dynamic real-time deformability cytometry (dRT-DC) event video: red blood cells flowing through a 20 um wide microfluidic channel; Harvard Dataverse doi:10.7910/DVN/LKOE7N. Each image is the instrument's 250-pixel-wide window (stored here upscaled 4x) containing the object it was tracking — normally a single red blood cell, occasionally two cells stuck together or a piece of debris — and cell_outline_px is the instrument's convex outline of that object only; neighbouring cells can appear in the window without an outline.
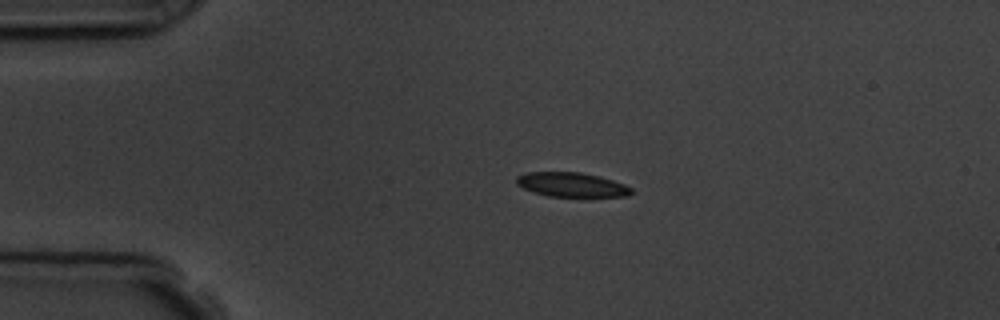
{"species": "common noctule bat (a hibernating species)", "species_latin": "Nyctalus noctula", "temperature_condition": "room temperature", "stored_images_in_passage": 2, "camera_frame_rate_fps": 3000, "um_per_image_px": 0.085, "animal": {"sex": "male", "body_mass_g": 19.5, "forearm_length_mm": 54.6}, "frame": {"image": 1, "passage_image": 1, "time_ms": 0.0, "image_size_px": [1000, 320], "cell_outline_px": [[632, 192], [628, 196], [584, 200], [548, 196], [532, 192], [516, 184], [516, 176], [524, 172], [580, 172], [600, 176], [624, 184], [632, 188]], "centroid_in_image_um": [48.64, 15.76], "position_along_channel_um": 36.4, "area_um2": 17.46}}